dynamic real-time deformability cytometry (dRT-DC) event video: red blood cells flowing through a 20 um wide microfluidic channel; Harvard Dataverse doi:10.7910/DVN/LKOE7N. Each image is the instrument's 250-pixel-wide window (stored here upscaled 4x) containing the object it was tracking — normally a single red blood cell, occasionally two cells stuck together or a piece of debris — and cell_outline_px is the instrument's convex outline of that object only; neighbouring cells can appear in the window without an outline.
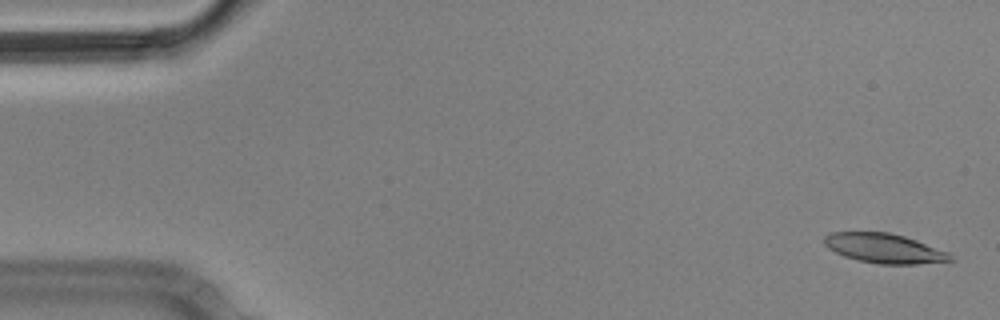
{"species": "Egyptian fruit bat (a non-hibernating species)", "species_latin": "Rousettus aegyptiacus", "temperature_condition": "cold", "stored_images_in_passage": 56, "camera_frame_rate_fps": 3000, "um_per_image_px": 0.085, "animal": {"sex": "male"}, "frame": {"image": 1, "passage_image": 2, "time_ms": 0.333, "image_size_px": [1000, 320], "cell_outline_px": [[956, 260], [916, 264], [880, 264], [856, 260], [844, 256], [828, 248], [824, 244], [824, 236], [832, 232], [888, 232], [904, 236], [916, 240], [948, 252]], "centroid_in_image_um": [75.16, 21.11], "position_along_channel_um": 9.8, "area_um2": 21.68}}
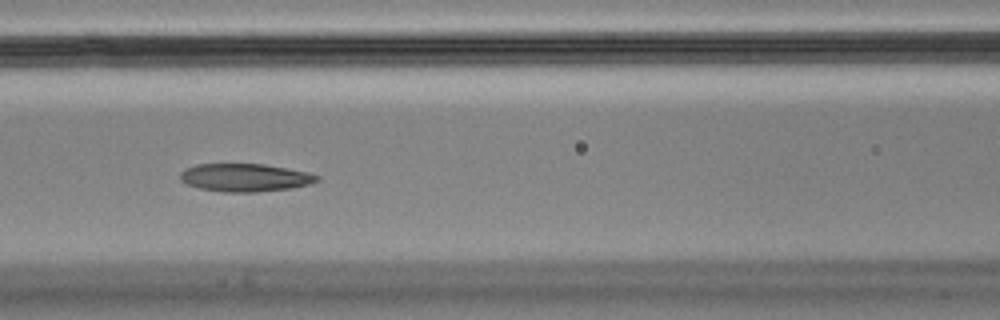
{"frame": {"image": 2, "passage_image": 24, "time_ms": 7.667, "image_size_px": [1000, 320], "cell_outline_px": [[320, 180], [308, 184], [292, 188], [256, 192], [224, 192], [200, 188], [188, 184], [180, 180], [180, 172], [196, 164], [264, 164], [308, 172], [320, 176]], "centroid_in_image_um": [20.85, 15.09], "position_along_channel_um": 145.8, "area_um2": 22.2}}
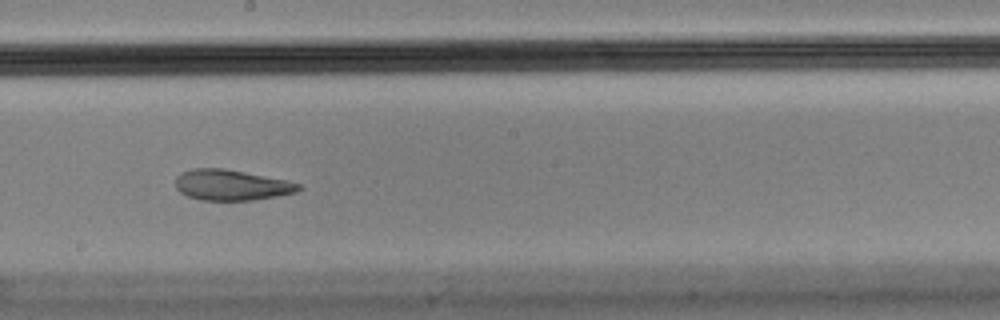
{"frame": {"image": 3, "passage_image": 31, "time_ms": 10.0, "image_size_px": [1000, 320], "cell_outline_px": [[304, 188], [296, 192], [276, 196], [252, 200], [200, 200], [188, 196], [180, 192], [176, 188], [176, 176], [192, 168], [224, 168], [284, 180], [300, 184]], "centroid_in_image_um": [19.65, 15.73], "position_along_channel_um": 228.5, "area_um2": 21.79}, "authors_computed_cell_mechanics": {"area_um2": 22.9466, "velocity_mm_per_s": 3.5578, "shape_relaxation_time_tau1_ms": null, "shape_relaxation_time_tau2_ms": 2.8045, "deformation_change_tau1": null, "deformation_change_tau2": 0.1045}}